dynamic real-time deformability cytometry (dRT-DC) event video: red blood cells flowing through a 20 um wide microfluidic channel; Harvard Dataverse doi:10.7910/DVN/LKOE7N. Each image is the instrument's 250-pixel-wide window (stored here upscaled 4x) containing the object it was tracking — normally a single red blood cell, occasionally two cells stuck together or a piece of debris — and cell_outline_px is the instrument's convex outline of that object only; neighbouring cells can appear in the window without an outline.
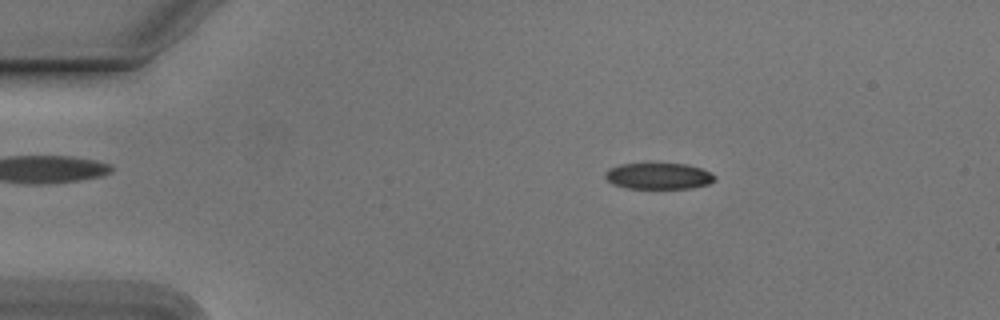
{"species": "Egyptian fruit bat (a non-hibernating species)", "species_latin": "Rousettus aegyptiacus", "temperature_condition": "cold", "stored_images_in_passage": 53, "camera_frame_rate_fps": 3000, "um_per_image_px": 0.085, "animal": {"sex": "male"}, "frame": {"image": 1, "passage_image": 9, "time_ms": 2.667, "image_size_px": [1000, 320], "cell_outline_px": [[716, 180], [708, 184], [692, 188], [628, 188], [612, 184], [604, 176], [604, 172], [608, 168], [620, 164], [688, 164], [712, 172], [716, 176]], "centroid_in_image_um": [55.99, 14.96], "position_along_channel_um": 29.0, "area_um2": 16.82}}
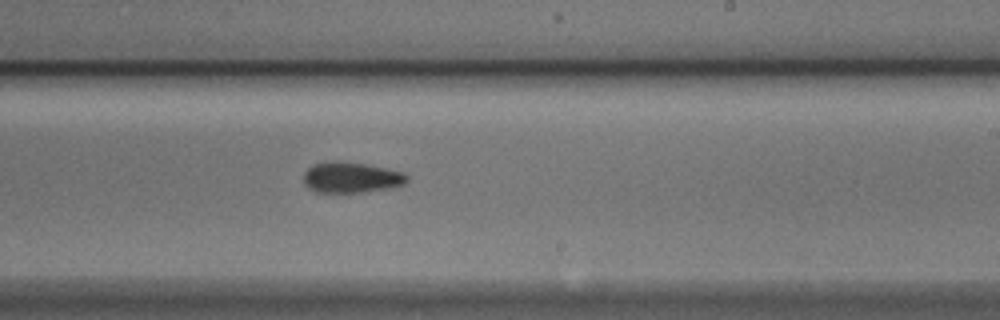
{"frame": {"image": 2, "passage_image": 32, "time_ms": 10.333, "image_size_px": [1000, 320], "cell_outline_px": [[408, 180], [404, 184], [392, 188], [360, 192], [316, 192], [308, 188], [304, 184], [304, 172], [312, 164], [324, 160], [336, 160], [368, 164], [404, 172], [408, 176]], "centroid_in_image_um": [29.83, 15.06], "position_along_channel_um": 259.2, "area_um2": 18.9}}
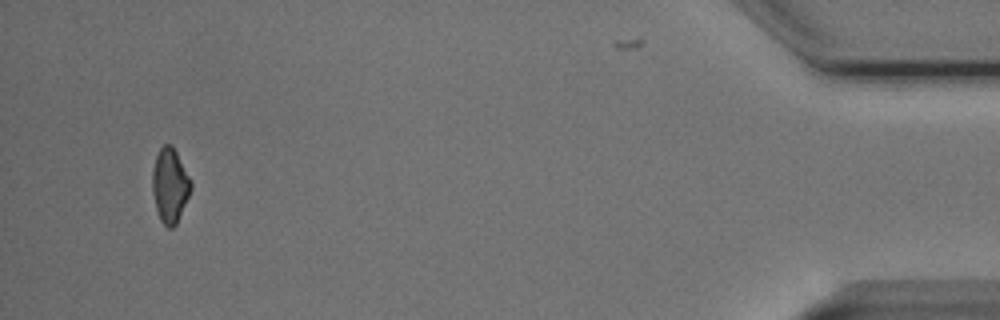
{"frame": {"image": 3, "passage_image": 51, "time_ms": 16.667, "image_size_px": [1000, 320], "cell_outline_px": [[192, 188], [176, 224], [172, 228], [168, 228], [160, 220], [156, 208], [152, 192], [152, 172], [156, 156], [160, 148], [164, 144], [172, 144], [192, 180]], "centroid_in_image_um": [14.45, 15.74], "position_along_channel_um": 420.8, "area_um2": 16.76}, "authors_computed_cell_mechanics": {"area_um2": 17.8024, "velocity_mm_per_s": 3.7853, "shape_relaxation_time_tau1_ms": 4.8299, "shape_relaxation_time_tau2_ms": null, "deformation_change_tau1": 0.1042, "deformation_change_tau2": null}}